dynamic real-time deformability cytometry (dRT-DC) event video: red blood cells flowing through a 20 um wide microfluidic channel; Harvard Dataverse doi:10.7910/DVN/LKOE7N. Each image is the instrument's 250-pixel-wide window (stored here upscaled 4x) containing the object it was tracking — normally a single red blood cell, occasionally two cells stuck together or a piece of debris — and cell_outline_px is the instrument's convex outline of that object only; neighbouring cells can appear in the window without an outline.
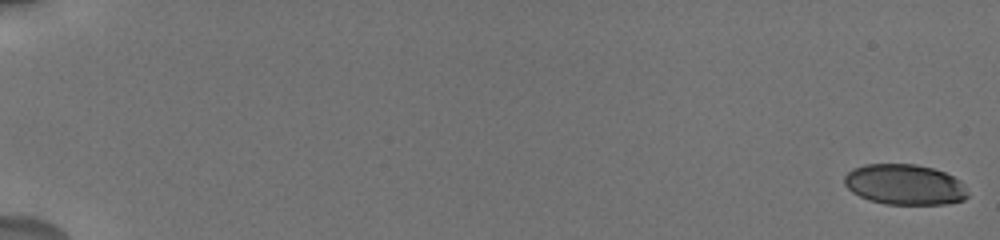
{"species": "human", "species_latin": "Homo sapiens", "temperature_condition": "cold", "stored_images_in_passage": 60, "camera_frame_rate_fps": 3000, "um_per_image_px": 0.085, "donor": {"sex": "male"}, "frame": {"image": 1, "passage_image": 1, "time_ms": 0.0, "image_size_px": [1000, 240], "cell_outline_px": [[968, 196], [964, 200], [948, 204], [884, 204], [868, 200], [852, 192], [844, 184], [844, 176], [852, 168], [864, 164], [916, 164], [932, 168], [944, 172], [960, 180], [968, 192]], "centroid_in_image_um": [76.89, 15.69], "position_along_channel_um": 8.1, "area_um2": 29.3}}
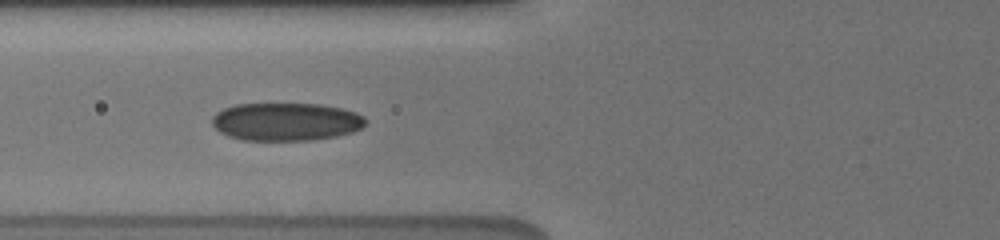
{"frame": {"image": 2, "passage_image": 25, "time_ms": 8.0, "image_size_px": [1000, 240], "cell_outline_px": [[368, 124], [352, 132], [336, 136], [312, 140], [244, 140], [228, 136], [220, 132], [212, 124], [212, 116], [216, 112], [224, 108], [236, 104], [320, 104], [340, 108], [356, 112], [364, 116], [368, 120]], "centroid_in_image_um": [24.33, 10.34], "position_along_channel_um": 101.5, "area_um2": 34.1}}
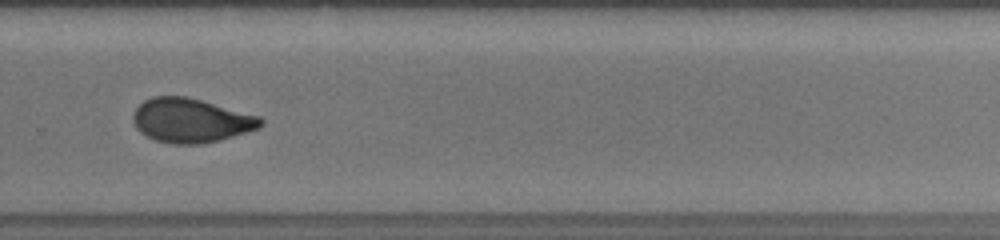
{"frame": {"image": 3, "passage_image": 43, "time_ms": 13.667, "image_size_px": [1000, 240], "cell_outline_px": [[264, 124], [260, 128], [220, 140], [200, 144], [172, 144], [156, 140], [140, 132], [136, 128], [132, 120], [132, 116], [136, 108], [144, 100], [152, 96], [184, 96], [200, 100], [260, 116], [264, 120]], "centroid_in_image_um": [16.23, 10.24], "position_along_channel_um": 313.6, "area_um2": 32.83}, "authors_computed_cell_mechanics": {"area_um2": 32.1946, "velocity_mm_per_s": 3.7449, "shape_relaxation_time_tau1_ms": 4.0858, "shape_relaxation_time_tau2_ms": 1.5953, "deformation_change_tau1": 0.1295, "deformation_change_tau2": 0.0538}}